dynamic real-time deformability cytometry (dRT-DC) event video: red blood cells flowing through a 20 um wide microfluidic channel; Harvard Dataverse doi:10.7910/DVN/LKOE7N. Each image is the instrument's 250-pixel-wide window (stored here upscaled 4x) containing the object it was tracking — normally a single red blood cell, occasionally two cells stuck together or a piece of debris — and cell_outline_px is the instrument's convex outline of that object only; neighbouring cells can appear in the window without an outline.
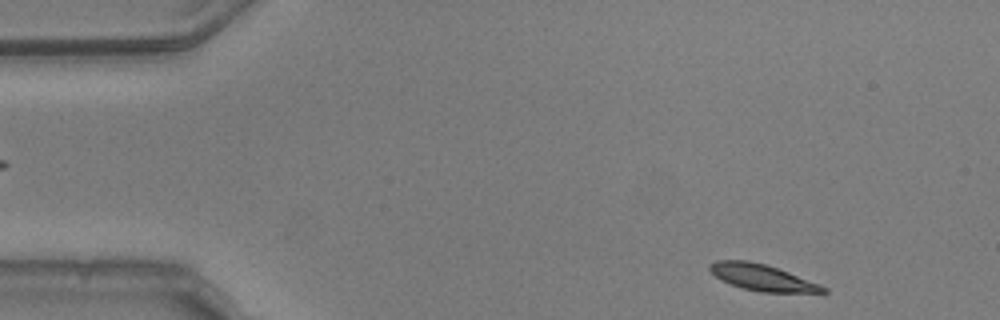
{"species": "common noctule bat (a hibernating species)", "species_latin": "Nyctalus noctula", "temperature_condition": "warm", "stored_images_in_passage": 50, "camera_frame_rate_fps": 3000, "um_per_image_px": 0.085, "animal": {"sex": "male", "body_mass_g": 20.5, "forearm_length_mm": 52.5}, "frame": {"image": 1, "passage_image": 2, "time_ms": 0.333, "image_size_px": [1000, 320], "cell_outline_px": [[828, 292], [824, 296], [760, 292], [740, 288], [716, 276], [708, 268], [708, 264], [716, 260], [748, 260], [764, 264], [788, 272], [820, 284], [828, 288]], "centroid_in_image_um": [64.97, 23.65], "position_along_channel_um": 20.0, "area_um2": 18.15}}
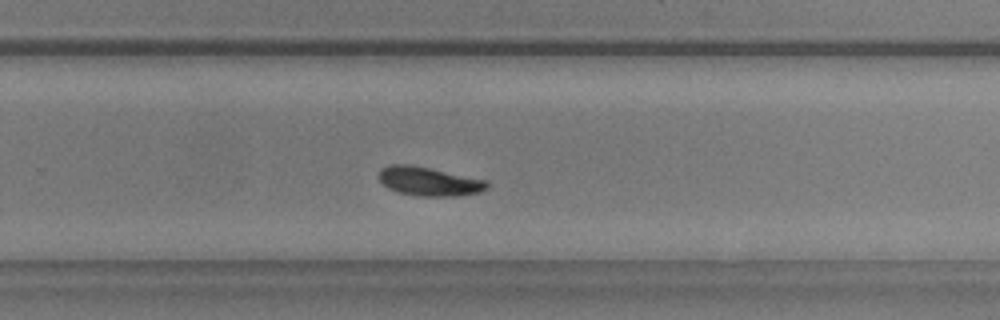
{"frame": {"image": 2, "passage_image": 31, "time_ms": 10.0, "image_size_px": [1000, 320], "cell_outline_px": [[488, 188], [480, 192], [456, 196], [420, 196], [400, 192], [388, 188], [380, 180], [380, 168], [388, 164], [408, 164], [488, 180]], "centroid_in_image_um": [36.48, 15.41], "position_along_channel_um": 293.3, "area_um2": 18.03}}
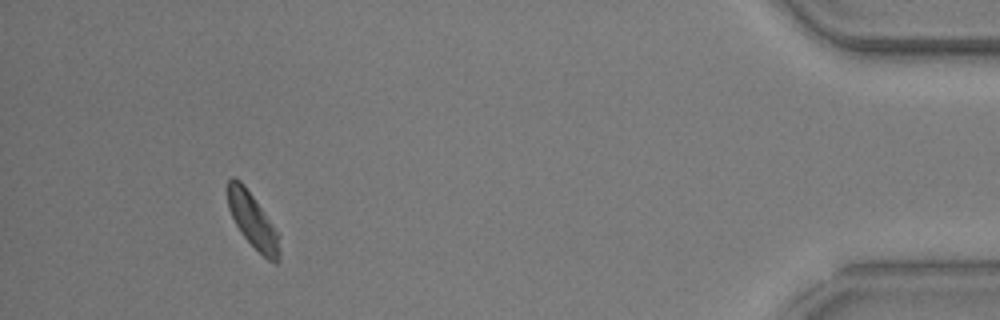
{"frame": {"image": 3, "passage_image": 46, "time_ms": 15.0, "image_size_px": [1000, 320], "cell_outline_px": [[280, 260], [276, 264], [268, 260], [240, 232], [228, 208], [228, 180], [232, 176], [240, 180], [244, 184], [272, 224], [280, 236]], "centroid_in_image_um": [21.5, 18.77], "position_along_channel_um": 413.7, "area_um2": 16.3}, "authors_computed_cell_mechanics": {"area_um2": 18.0336, "velocity_mm_per_s": 3.7207, "shape_relaxation_time_tau1_ms": 2.5279, "shape_relaxation_time_tau2_ms": null, "deformation_change_tau1": 0.1041, "deformation_change_tau2": null}}